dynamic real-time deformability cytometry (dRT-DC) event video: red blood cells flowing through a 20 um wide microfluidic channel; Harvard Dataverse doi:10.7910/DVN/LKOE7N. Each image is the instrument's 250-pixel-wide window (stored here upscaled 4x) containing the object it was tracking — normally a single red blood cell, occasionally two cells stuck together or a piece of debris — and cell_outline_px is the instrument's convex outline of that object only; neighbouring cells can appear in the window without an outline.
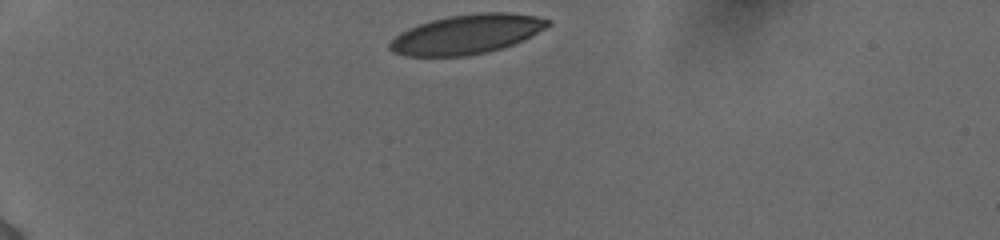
{"species": "human", "species_latin": "Homo sapiens", "temperature_condition": "cold", "stored_images_in_passage": 34, "camera_frame_rate_fps": 3000, "um_per_image_px": 0.085, "donor": {"sex": "female"}, "frame": {"image": 1, "passage_image": 1, "time_ms": 0.0, "image_size_px": [1000, 240], "cell_outline_px": [[552, 24], [524, 40], [488, 52], [468, 56], [404, 56], [392, 52], [388, 48], [388, 44], [400, 32], [408, 28], [432, 20], [448, 16], [476, 12], [508, 12], [536, 16], [552, 20]], "centroid_in_image_um": [39.68, 2.91], "position_along_channel_um": 45.3, "area_um2": 36.47}}
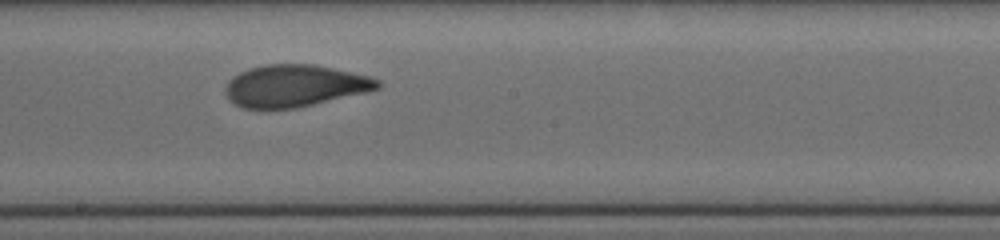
{"frame": {"image": 2, "passage_image": 19, "time_ms": 6.0, "image_size_px": [1000, 240], "cell_outline_px": [[380, 88], [368, 92], [296, 108], [244, 108], [236, 104], [224, 92], [224, 88], [228, 80], [240, 72], [248, 68], [264, 64], [316, 64], [372, 76], [380, 80]], "centroid_in_image_um": [25.09, 7.27], "position_along_channel_um": 223.1, "area_um2": 37.45}}
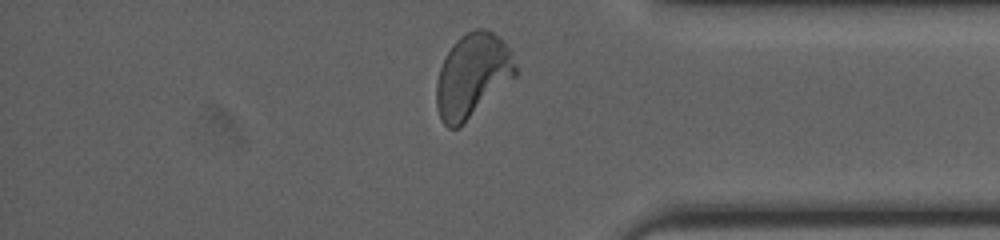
{"frame": {"image": 3, "passage_image": 33, "time_ms": 10.667, "image_size_px": [1000, 240], "cell_outline_px": [[516, 76], [460, 128], [448, 128], [440, 120], [436, 104], [436, 84], [440, 68], [452, 44], [460, 36], [476, 28], [484, 28], [492, 32], [512, 52], [516, 68]], "centroid_in_image_um": [40.14, 6.46], "position_along_channel_um": 395.1, "area_um2": 38.55}, "authors_computed_cell_mechanics": {"area_um2": 37.5122, "velocity_mm_per_s": 3.8596, "shape_relaxation_time_tau1_ms": 3.3765, "shape_relaxation_time_tau2_ms": 1.1194, "deformation_change_tau1": 0.1586, "deformation_change_tau2": 0.0623}}